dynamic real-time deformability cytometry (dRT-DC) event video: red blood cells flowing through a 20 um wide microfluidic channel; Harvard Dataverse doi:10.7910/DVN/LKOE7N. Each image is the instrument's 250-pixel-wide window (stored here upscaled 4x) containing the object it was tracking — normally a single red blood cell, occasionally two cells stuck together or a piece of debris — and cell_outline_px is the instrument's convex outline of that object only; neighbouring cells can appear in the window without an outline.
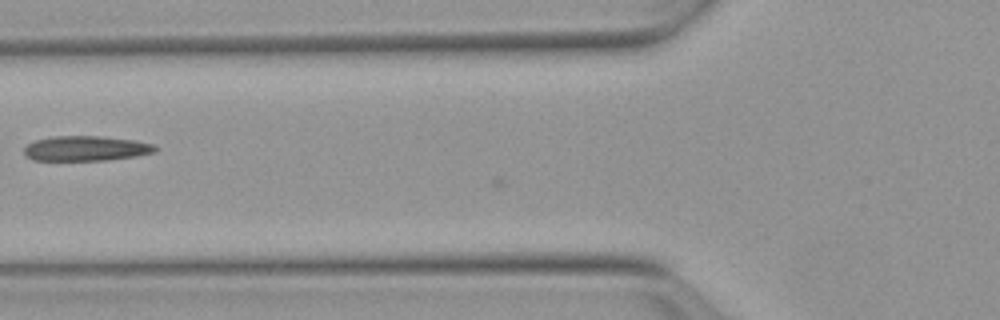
{"species": "Egyptian fruit bat (a non-hibernating species)", "species_latin": "Rousettus aegyptiacus", "temperature_condition": "warm", "stored_images_in_passage": 6, "camera_frame_rate_fps": 3000, "um_per_image_px": 0.085, "animal": {"sex": "female"}, "frame": {"image": 1, "passage_image": 4, "time_ms": 1.0, "image_size_px": [1000, 320], "cell_outline_px": [[160, 148], [156, 152], [136, 156], [108, 160], [32, 160], [24, 152], [24, 148], [28, 144], [36, 140], [56, 136], [100, 136], [136, 140], [152, 144]], "centroid_in_image_um": [7.37, 12.61], "position_along_channel_um": 118.4, "area_um2": 19.07}}